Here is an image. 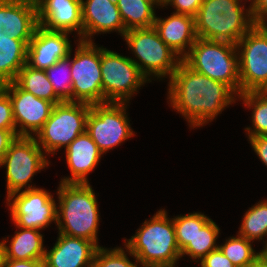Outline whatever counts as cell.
<instances>
[{
	"label": "cell",
	"mask_w": 267,
	"mask_h": 267,
	"mask_svg": "<svg viewBox=\"0 0 267 267\" xmlns=\"http://www.w3.org/2000/svg\"><path fill=\"white\" fill-rule=\"evenodd\" d=\"M168 86L170 106L186 119L190 129L213 121L238 97L228 85L194 71L183 60L169 79Z\"/></svg>",
	"instance_id": "obj_1"
},
{
	"label": "cell",
	"mask_w": 267,
	"mask_h": 267,
	"mask_svg": "<svg viewBox=\"0 0 267 267\" xmlns=\"http://www.w3.org/2000/svg\"><path fill=\"white\" fill-rule=\"evenodd\" d=\"M56 193L58 233L88 239L99 247L100 212L90 183H60Z\"/></svg>",
	"instance_id": "obj_2"
},
{
	"label": "cell",
	"mask_w": 267,
	"mask_h": 267,
	"mask_svg": "<svg viewBox=\"0 0 267 267\" xmlns=\"http://www.w3.org/2000/svg\"><path fill=\"white\" fill-rule=\"evenodd\" d=\"M124 245L137 258L141 267L176 265L181 259L173 219L166 209L158 210L150 220H145L134 236L124 239Z\"/></svg>",
	"instance_id": "obj_3"
},
{
	"label": "cell",
	"mask_w": 267,
	"mask_h": 267,
	"mask_svg": "<svg viewBox=\"0 0 267 267\" xmlns=\"http://www.w3.org/2000/svg\"><path fill=\"white\" fill-rule=\"evenodd\" d=\"M241 0H203L195 16L197 37L237 42L255 25L251 9ZM242 4V5H241Z\"/></svg>",
	"instance_id": "obj_4"
},
{
	"label": "cell",
	"mask_w": 267,
	"mask_h": 267,
	"mask_svg": "<svg viewBox=\"0 0 267 267\" xmlns=\"http://www.w3.org/2000/svg\"><path fill=\"white\" fill-rule=\"evenodd\" d=\"M182 60L194 71L228 85L240 95L238 51L235 44L197 37Z\"/></svg>",
	"instance_id": "obj_5"
},
{
	"label": "cell",
	"mask_w": 267,
	"mask_h": 267,
	"mask_svg": "<svg viewBox=\"0 0 267 267\" xmlns=\"http://www.w3.org/2000/svg\"><path fill=\"white\" fill-rule=\"evenodd\" d=\"M123 38L137 58L130 59L150 82L151 76L170 79L182 60L161 40L154 27L128 30Z\"/></svg>",
	"instance_id": "obj_6"
},
{
	"label": "cell",
	"mask_w": 267,
	"mask_h": 267,
	"mask_svg": "<svg viewBox=\"0 0 267 267\" xmlns=\"http://www.w3.org/2000/svg\"><path fill=\"white\" fill-rule=\"evenodd\" d=\"M91 105L62 101L55 104L49 119L35 134L38 145L48 155L66 148L75 138L86 132Z\"/></svg>",
	"instance_id": "obj_7"
},
{
	"label": "cell",
	"mask_w": 267,
	"mask_h": 267,
	"mask_svg": "<svg viewBox=\"0 0 267 267\" xmlns=\"http://www.w3.org/2000/svg\"><path fill=\"white\" fill-rule=\"evenodd\" d=\"M103 103H129L140 87L150 82L130 57L100 47Z\"/></svg>",
	"instance_id": "obj_8"
},
{
	"label": "cell",
	"mask_w": 267,
	"mask_h": 267,
	"mask_svg": "<svg viewBox=\"0 0 267 267\" xmlns=\"http://www.w3.org/2000/svg\"><path fill=\"white\" fill-rule=\"evenodd\" d=\"M34 136H17L8 149L1 167H6L7 197L15 192L34 189L31 179L48 168L50 161Z\"/></svg>",
	"instance_id": "obj_9"
},
{
	"label": "cell",
	"mask_w": 267,
	"mask_h": 267,
	"mask_svg": "<svg viewBox=\"0 0 267 267\" xmlns=\"http://www.w3.org/2000/svg\"><path fill=\"white\" fill-rule=\"evenodd\" d=\"M127 103L106 102L91 105L86 133L105 154L135 135L126 109Z\"/></svg>",
	"instance_id": "obj_10"
},
{
	"label": "cell",
	"mask_w": 267,
	"mask_h": 267,
	"mask_svg": "<svg viewBox=\"0 0 267 267\" xmlns=\"http://www.w3.org/2000/svg\"><path fill=\"white\" fill-rule=\"evenodd\" d=\"M70 67L72 76V102L89 105L103 103V87L100 66V47L94 42L77 40Z\"/></svg>",
	"instance_id": "obj_11"
},
{
	"label": "cell",
	"mask_w": 267,
	"mask_h": 267,
	"mask_svg": "<svg viewBox=\"0 0 267 267\" xmlns=\"http://www.w3.org/2000/svg\"><path fill=\"white\" fill-rule=\"evenodd\" d=\"M240 94L267 89V35L255 24L236 44Z\"/></svg>",
	"instance_id": "obj_12"
},
{
	"label": "cell",
	"mask_w": 267,
	"mask_h": 267,
	"mask_svg": "<svg viewBox=\"0 0 267 267\" xmlns=\"http://www.w3.org/2000/svg\"><path fill=\"white\" fill-rule=\"evenodd\" d=\"M15 226L43 230L57 224V203L51 193L42 188L15 192L6 197Z\"/></svg>",
	"instance_id": "obj_13"
},
{
	"label": "cell",
	"mask_w": 267,
	"mask_h": 267,
	"mask_svg": "<svg viewBox=\"0 0 267 267\" xmlns=\"http://www.w3.org/2000/svg\"><path fill=\"white\" fill-rule=\"evenodd\" d=\"M0 86L11 99L17 135L35 136L49 119L55 104L20 89L14 82Z\"/></svg>",
	"instance_id": "obj_14"
},
{
	"label": "cell",
	"mask_w": 267,
	"mask_h": 267,
	"mask_svg": "<svg viewBox=\"0 0 267 267\" xmlns=\"http://www.w3.org/2000/svg\"><path fill=\"white\" fill-rule=\"evenodd\" d=\"M70 34L38 25L28 44L27 65L33 69L46 70L60 59L68 57L72 49L68 39Z\"/></svg>",
	"instance_id": "obj_15"
},
{
	"label": "cell",
	"mask_w": 267,
	"mask_h": 267,
	"mask_svg": "<svg viewBox=\"0 0 267 267\" xmlns=\"http://www.w3.org/2000/svg\"><path fill=\"white\" fill-rule=\"evenodd\" d=\"M38 24L45 29L71 33L83 41L81 0H41L37 5Z\"/></svg>",
	"instance_id": "obj_16"
},
{
	"label": "cell",
	"mask_w": 267,
	"mask_h": 267,
	"mask_svg": "<svg viewBox=\"0 0 267 267\" xmlns=\"http://www.w3.org/2000/svg\"><path fill=\"white\" fill-rule=\"evenodd\" d=\"M83 41L93 42L96 34L127 32L115 0H81ZM92 36V37H91Z\"/></svg>",
	"instance_id": "obj_17"
},
{
	"label": "cell",
	"mask_w": 267,
	"mask_h": 267,
	"mask_svg": "<svg viewBox=\"0 0 267 267\" xmlns=\"http://www.w3.org/2000/svg\"><path fill=\"white\" fill-rule=\"evenodd\" d=\"M98 248L88 239L58 233L52 249L46 248L44 267H91Z\"/></svg>",
	"instance_id": "obj_18"
},
{
	"label": "cell",
	"mask_w": 267,
	"mask_h": 267,
	"mask_svg": "<svg viewBox=\"0 0 267 267\" xmlns=\"http://www.w3.org/2000/svg\"><path fill=\"white\" fill-rule=\"evenodd\" d=\"M171 14L163 19L156 16L153 27L161 40L183 59L197 39L195 17L174 12Z\"/></svg>",
	"instance_id": "obj_19"
},
{
	"label": "cell",
	"mask_w": 267,
	"mask_h": 267,
	"mask_svg": "<svg viewBox=\"0 0 267 267\" xmlns=\"http://www.w3.org/2000/svg\"><path fill=\"white\" fill-rule=\"evenodd\" d=\"M65 158L71 176L61 178L60 183H89L88 174L97 167L103 153L85 132L65 148Z\"/></svg>",
	"instance_id": "obj_20"
},
{
	"label": "cell",
	"mask_w": 267,
	"mask_h": 267,
	"mask_svg": "<svg viewBox=\"0 0 267 267\" xmlns=\"http://www.w3.org/2000/svg\"><path fill=\"white\" fill-rule=\"evenodd\" d=\"M37 7L30 0H3V29L11 39L30 42L38 26Z\"/></svg>",
	"instance_id": "obj_21"
},
{
	"label": "cell",
	"mask_w": 267,
	"mask_h": 267,
	"mask_svg": "<svg viewBox=\"0 0 267 267\" xmlns=\"http://www.w3.org/2000/svg\"><path fill=\"white\" fill-rule=\"evenodd\" d=\"M9 242L2 239L5 246L6 259L12 260H44L46 247L43 245V235L39 229L21 228ZM9 244L7 245V243Z\"/></svg>",
	"instance_id": "obj_22"
},
{
	"label": "cell",
	"mask_w": 267,
	"mask_h": 267,
	"mask_svg": "<svg viewBox=\"0 0 267 267\" xmlns=\"http://www.w3.org/2000/svg\"><path fill=\"white\" fill-rule=\"evenodd\" d=\"M29 42L11 39V35L0 34V85L13 82L27 64Z\"/></svg>",
	"instance_id": "obj_23"
},
{
	"label": "cell",
	"mask_w": 267,
	"mask_h": 267,
	"mask_svg": "<svg viewBox=\"0 0 267 267\" xmlns=\"http://www.w3.org/2000/svg\"><path fill=\"white\" fill-rule=\"evenodd\" d=\"M125 30L151 28L156 19L155 5L148 0H115Z\"/></svg>",
	"instance_id": "obj_24"
},
{
	"label": "cell",
	"mask_w": 267,
	"mask_h": 267,
	"mask_svg": "<svg viewBox=\"0 0 267 267\" xmlns=\"http://www.w3.org/2000/svg\"><path fill=\"white\" fill-rule=\"evenodd\" d=\"M20 89L32 93L38 98L48 100L54 104L63 100L55 93L53 85L45 70H37L25 64L13 81Z\"/></svg>",
	"instance_id": "obj_25"
},
{
	"label": "cell",
	"mask_w": 267,
	"mask_h": 267,
	"mask_svg": "<svg viewBox=\"0 0 267 267\" xmlns=\"http://www.w3.org/2000/svg\"><path fill=\"white\" fill-rule=\"evenodd\" d=\"M238 235L247 240H263L267 236V200H260L243 215ZM264 237V238H263ZM263 250L267 249V241H263Z\"/></svg>",
	"instance_id": "obj_26"
},
{
	"label": "cell",
	"mask_w": 267,
	"mask_h": 267,
	"mask_svg": "<svg viewBox=\"0 0 267 267\" xmlns=\"http://www.w3.org/2000/svg\"><path fill=\"white\" fill-rule=\"evenodd\" d=\"M245 107L252 109V127H246L247 137L267 135V92L251 91L238 96Z\"/></svg>",
	"instance_id": "obj_27"
},
{
	"label": "cell",
	"mask_w": 267,
	"mask_h": 267,
	"mask_svg": "<svg viewBox=\"0 0 267 267\" xmlns=\"http://www.w3.org/2000/svg\"><path fill=\"white\" fill-rule=\"evenodd\" d=\"M219 233V226L211 219L202 229H198L193 240L181 251V258L187 255L192 260L194 259L193 261L198 262L218 248L219 244L217 245L216 241Z\"/></svg>",
	"instance_id": "obj_28"
},
{
	"label": "cell",
	"mask_w": 267,
	"mask_h": 267,
	"mask_svg": "<svg viewBox=\"0 0 267 267\" xmlns=\"http://www.w3.org/2000/svg\"><path fill=\"white\" fill-rule=\"evenodd\" d=\"M251 243L253 241L236 235L226 239L225 243L218 248L236 267H245L263 254L262 250L256 252Z\"/></svg>",
	"instance_id": "obj_29"
},
{
	"label": "cell",
	"mask_w": 267,
	"mask_h": 267,
	"mask_svg": "<svg viewBox=\"0 0 267 267\" xmlns=\"http://www.w3.org/2000/svg\"><path fill=\"white\" fill-rule=\"evenodd\" d=\"M174 222L176 241L180 251H182L198 232L210 220L208 216L201 212H193L172 218Z\"/></svg>",
	"instance_id": "obj_30"
},
{
	"label": "cell",
	"mask_w": 267,
	"mask_h": 267,
	"mask_svg": "<svg viewBox=\"0 0 267 267\" xmlns=\"http://www.w3.org/2000/svg\"><path fill=\"white\" fill-rule=\"evenodd\" d=\"M48 79L53 85L55 93L63 101L72 102V76L70 67V54L68 57L60 59L53 66L45 70ZM58 74V76L56 75ZM61 77V78H60Z\"/></svg>",
	"instance_id": "obj_31"
},
{
	"label": "cell",
	"mask_w": 267,
	"mask_h": 267,
	"mask_svg": "<svg viewBox=\"0 0 267 267\" xmlns=\"http://www.w3.org/2000/svg\"><path fill=\"white\" fill-rule=\"evenodd\" d=\"M126 250V251H124ZM126 252H128L126 254ZM135 258V262L130 261L127 255ZM141 265L137 258L129 251V249L124 245L122 247L115 248H105L99 246L97 249L94 259L93 267H139Z\"/></svg>",
	"instance_id": "obj_32"
},
{
	"label": "cell",
	"mask_w": 267,
	"mask_h": 267,
	"mask_svg": "<svg viewBox=\"0 0 267 267\" xmlns=\"http://www.w3.org/2000/svg\"><path fill=\"white\" fill-rule=\"evenodd\" d=\"M0 129H16L12 102L8 93L0 86Z\"/></svg>",
	"instance_id": "obj_33"
},
{
	"label": "cell",
	"mask_w": 267,
	"mask_h": 267,
	"mask_svg": "<svg viewBox=\"0 0 267 267\" xmlns=\"http://www.w3.org/2000/svg\"><path fill=\"white\" fill-rule=\"evenodd\" d=\"M203 0H165L164 7L170 6L174 8V13L187 14L196 16Z\"/></svg>",
	"instance_id": "obj_34"
},
{
	"label": "cell",
	"mask_w": 267,
	"mask_h": 267,
	"mask_svg": "<svg viewBox=\"0 0 267 267\" xmlns=\"http://www.w3.org/2000/svg\"><path fill=\"white\" fill-rule=\"evenodd\" d=\"M200 267H236L223 253L217 248L200 260Z\"/></svg>",
	"instance_id": "obj_35"
},
{
	"label": "cell",
	"mask_w": 267,
	"mask_h": 267,
	"mask_svg": "<svg viewBox=\"0 0 267 267\" xmlns=\"http://www.w3.org/2000/svg\"><path fill=\"white\" fill-rule=\"evenodd\" d=\"M248 139L258 158L267 166V135L248 137Z\"/></svg>",
	"instance_id": "obj_36"
},
{
	"label": "cell",
	"mask_w": 267,
	"mask_h": 267,
	"mask_svg": "<svg viewBox=\"0 0 267 267\" xmlns=\"http://www.w3.org/2000/svg\"><path fill=\"white\" fill-rule=\"evenodd\" d=\"M17 136L16 129H0V167L10 145Z\"/></svg>",
	"instance_id": "obj_37"
},
{
	"label": "cell",
	"mask_w": 267,
	"mask_h": 267,
	"mask_svg": "<svg viewBox=\"0 0 267 267\" xmlns=\"http://www.w3.org/2000/svg\"><path fill=\"white\" fill-rule=\"evenodd\" d=\"M3 267H44V260L5 259Z\"/></svg>",
	"instance_id": "obj_38"
},
{
	"label": "cell",
	"mask_w": 267,
	"mask_h": 267,
	"mask_svg": "<svg viewBox=\"0 0 267 267\" xmlns=\"http://www.w3.org/2000/svg\"><path fill=\"white\" fill-rule=\"evenodd\" d=\"M251 14L255 24L267 17V0H258L257 3L251 8Z\"/></svg>",
	"instance_id": "obj_39"
},
{
	"label": "cell",
	"mask_w": 267,
	"mask_h": 267,
	"mask_svg": "<svg viewBox=\"0 0 267 267\" xmlns=\"http://www.w3.org/2000/svg\"><path fill=\"white\" fill-rule=\"evenodd\" d=\"M245 267H267V256L263 253L253 263Z\"/></svg>",
	"instance_id": "obj_40"
},
{
	"label": "cell",
	"mask_w": 267,
	"mask_h": 267,
	"mask_svg": "<svg viewBox=\"0 0 267 267\" xmlns=\"http://www.w3.org/2000/svg\"><path fill=\"white\" fill-rule=\"evenodd\" d=\"M5 259H6L5 246L2 240L0 242V267L4 266Z\"/></svg>",
	"instance_id": "obj_41"
},
{
	"label": "cell",
	"mask_w": 267,
	"mask_h": 267,
	"mask_svg": "<svg viewBox=\"0 0 267 267\" xmlns=\"http://www.w3.org/2000/svg\"><path fill=\"white\" fill-rule=\"evenodd\" d=\"M263 31L264 33L267 35V17L259 20L257 23H256Z\"/></svg>",
	"instance_id": "obj_42"
},
{
	"label": "cell",
	"mask_w": 267,
	"mask_h": 267,
	"mask_svg": "<svg viewBox=\"0 0 267 267\" xmlns=\"http://www.w3.org/2000/svg\"><path fill=\"white\" fill-rule=\"evenodd\" d=\"M3 0H0V34H3Z\"/></svg>",
	"instance_id": "obj_43"
},
{
	"label": "cell",
	"mask_w": 267,
	"mask_h": 267,
	"mask_svg": "<svg viewBox=\"0 0 267 267\" xmlns=\"http://www.w3.org/2000/svg\"><path fill=\"white\" fill-rule=\"evenodd\" d=\"M148 1L153 3L156 6V8L157 6H160L161 8L164 7L165 0H148Z\"/></svg>",
	"instance_id": "obj_44"
},
{
	"label": "cell",
	"mask_w": 267,
	"mask_h": 267,
	"mask_svg": "<svg viewBox=\"0 0 267 267\" xmlns=\"http://www.w3.org/2000/svg\"><path fill=\"white\" fill-rule=\"evenodd\" d=\"M243 2V0H241ZM245 2L248 0H244ZM258 0H250V5L248 6L250 9L257 3Z\"/></svg>",
	"instance_id": "obj_45"
},
{
	"label": "cell",
	"mask_w": 267,
	"mask_h": 267,
	"mask_svg": "<svg viewBox=\"0 0 267 267\" xmlns=\"http://www.w3.org/2000/svg\"><path fill=\"white\" fill-rule=\"evenodd\" d=\"M143 267H175V265H157V266H143Z\"/></svg>",
	"instance_id": "obj_46"
},
{
	"label": "cell",
	"mask_w": 267,
	"mask_h": 267,
	"mask_svg": "<svg viewBox=\"0 0 267 267\" xmlns=\"http://www.w3.org/2000/svg\"><path fill=\"white\" fill-rule=\"evenodd\" d=\"M32 1L35 5H37L41 0H30Z\"/></svg>",
	"instance_id": "obj_47"
},
{
	"label": "cell",
	"mask_w": 267,
	"mask_h": 267,
	"mask_svg": "<svg viewBox=\"0 0 267 267\" xmlns=\"http://www.w3.org/2000/svg\"><path fill=\"white\" fill-rule=\"evenodd\" d=\"M263 253L267 256V249L263 250Z\"/></svg>",
	"instance_id": "obj_48"
}]
</instances>
